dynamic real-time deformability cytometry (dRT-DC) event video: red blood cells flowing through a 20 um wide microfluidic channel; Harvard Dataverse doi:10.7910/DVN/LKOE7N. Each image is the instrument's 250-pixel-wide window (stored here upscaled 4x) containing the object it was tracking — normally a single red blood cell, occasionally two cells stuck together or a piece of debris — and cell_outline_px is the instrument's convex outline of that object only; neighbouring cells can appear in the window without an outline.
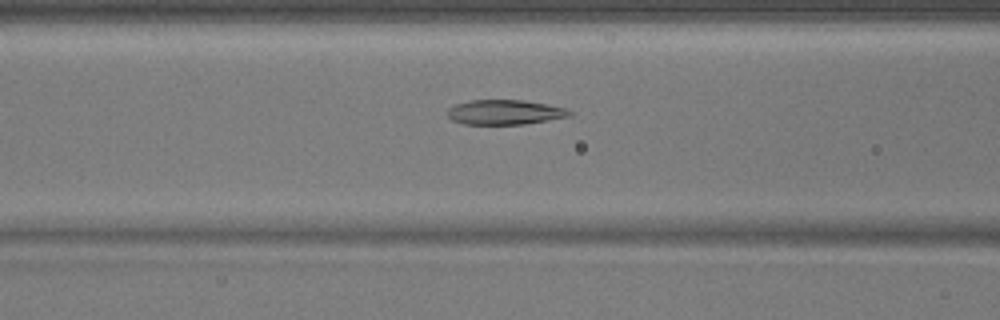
{"species": "common noctule bat (a hibernating species)", "species_latin": "Nyctalus noctula", "temperature_condition": "warm", "stored_images_in_passage": 33, "camera_frame_rate_fps": 3000, "um_per_image_px": 0.085, "animal": {"sex": "male", "body_mass_g": 17.9}, "frame": {"image": 1, "passage_image": 9, "time_ms": 2.667, "image_size_px": [1000, 320], "cell_outline_px": [[572, 116], [524, 124], [464, 124], [452, 120], [444, 112], [448, 108], [456, 104], [472, 100], [524, 100], [564, 108], [572, 112]], "centroid_in_image_um": [42.86, 9.54], "position_along_channel_um": 123.7, "area_um2": 17.57}}
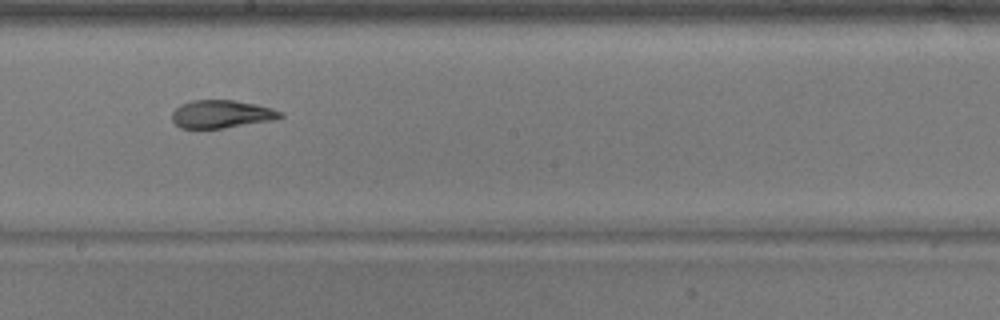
{"frame": {"image": 2, "passage_image": 17, "time_ms": 5.333, "image_size_px": [1000, 320], "cell_outline_px": [[284, 116], [276, 120], [224, 128], [180, 128], [172, 120], [172, 112], [180, 104], [192, 100], [232, 100], [256, 104], [272, 108], [284, 112]], "centroid_in_image_um": [18.86, 9.7], "position_along_channel_um": 229.3, "area_um2": 17.8}}
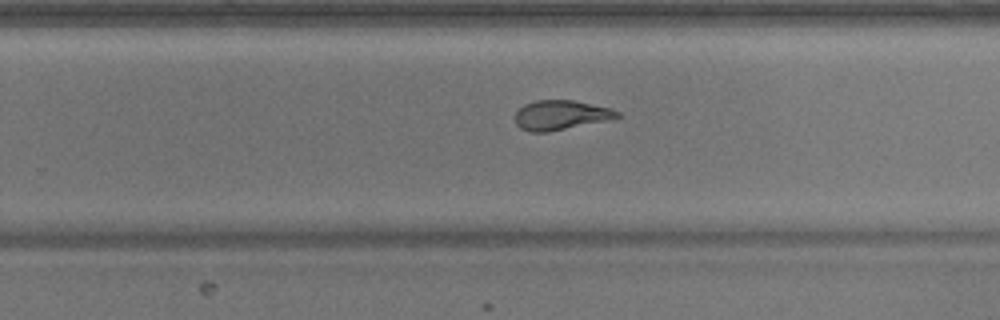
{"frame": {"image": 3, "passage_image": 21, "time_ms": 6.667, "image_size_px": [1000, 320], "cell_outline_px": [[620, 116], [608, 120], [548, 132], [528, 132], [520, 128], [516, 124], [516, 112], [524, 104], [536, 100], [572, 100], [608, 108], [620, 112]], "centroid_in_image_um": [47.62, 9.79], "position_along_channel_um": 282.2, "area_um2": 17.4}}